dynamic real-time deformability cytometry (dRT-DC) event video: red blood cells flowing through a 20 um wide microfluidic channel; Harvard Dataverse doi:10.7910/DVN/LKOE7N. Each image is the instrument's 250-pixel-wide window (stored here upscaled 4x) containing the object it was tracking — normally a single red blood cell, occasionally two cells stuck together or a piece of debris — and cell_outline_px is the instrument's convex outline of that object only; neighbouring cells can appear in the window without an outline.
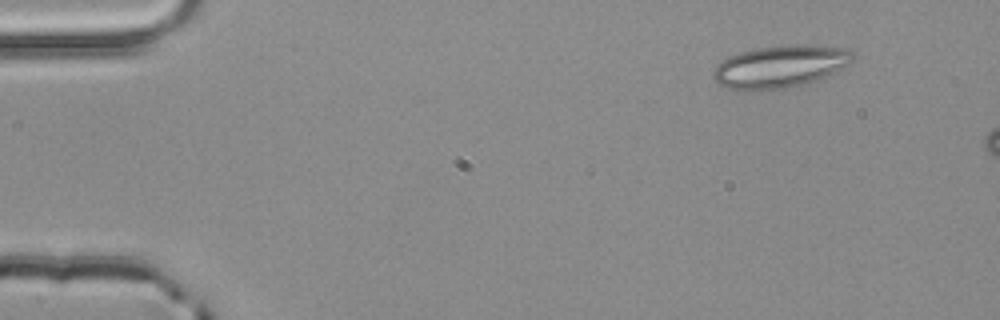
{"species": "common noctule bat (a hibernating species)", "species_latin": "Nyctalus noctula", "temperature_condition": "room temperature", "stored_images_in_passage": 3, "camera_frame_rate_fps": 3000, "um_per_image_px": 0.085, "animal": {"sex": "male", "body_mass_g": 20.4}, "frame": {"image": 1, "passage_image": 1, "time_ms": 0.0, "image_size_px": [1000, 320], "cell_outline_px": [[856, 56], [848, 64], [808, 84], [780, 88], [728, 88], [716, 84], [712, 76], [712, 72], [716, 64], [728, 56], [740, 52], [756, 48], [788, 44], [792, 44], [844, 48], [852, 52]], "centroid_in_image_um": [66.27, 5.62], "position_along_channel_um": 18.7, "area_um2": 33.81}}